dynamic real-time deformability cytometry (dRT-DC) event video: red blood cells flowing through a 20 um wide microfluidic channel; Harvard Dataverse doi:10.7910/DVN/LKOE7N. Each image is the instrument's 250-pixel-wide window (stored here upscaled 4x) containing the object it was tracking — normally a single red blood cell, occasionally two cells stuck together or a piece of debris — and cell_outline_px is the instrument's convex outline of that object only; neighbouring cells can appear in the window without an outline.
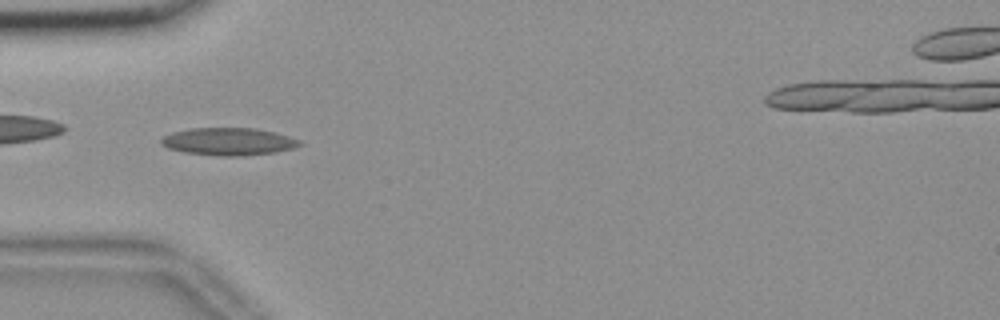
{"species": "common noctule bat (a hibernating species)", "species_latin": "Nyctalus noctula", "temperature_condition": "room temperature", "stored_images_in_passage": 53, "camera_frame_rate_fps": 3000, "um_per_image_px": 0.085, "animal": {"sex": "female", "body_mass_g": 18.4}, "frame": {"image": 1, "passage_image": 16, "time_ms": 5.0, "image_size_px": [1000, 320], "cell_outline_px": [[304, 144], [292, 148], [276, 152], [240, 156], [220, 156], [184, 152], [168, 148], [160, 144], [160, 140], [164, 136], [172, 132], [192, 128], [256, 128], [276, 132], [300, 140]], "centroid_in_image_um": [19.43, 12.03], "position_along_channel_um": 65.6, "area_um2": 22.25}}